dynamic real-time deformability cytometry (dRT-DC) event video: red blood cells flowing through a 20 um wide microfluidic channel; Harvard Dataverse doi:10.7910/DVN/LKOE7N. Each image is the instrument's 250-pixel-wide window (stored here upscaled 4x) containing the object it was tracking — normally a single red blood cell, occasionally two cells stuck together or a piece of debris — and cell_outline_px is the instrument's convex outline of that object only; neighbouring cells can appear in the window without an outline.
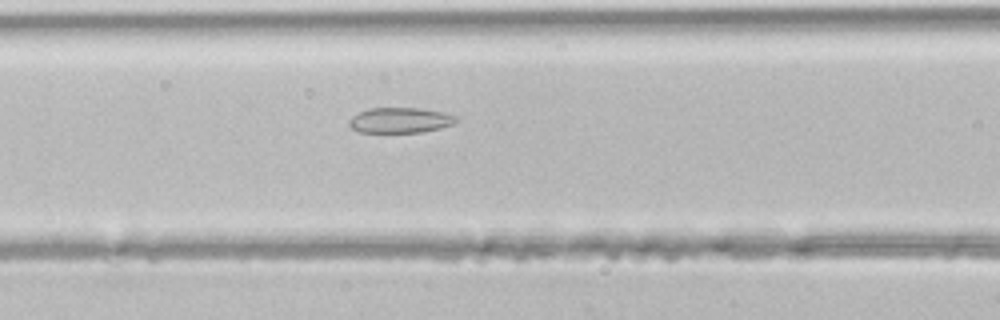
{"species": "common noctule bat (a hibernating species)", "species_latin": "Nyctalus noctula", "temperature_condition": "room temperature", "stored_images_in_passage": 32, "camera_frame_rate_fps": 3000, "um_per_image_px": 0.085, "animal": {"sex": "male", "body_mass_g": 21.5, "forearm_length_mm": 52.0}, "frame": {"image": 1, "passage_image": 10, "time_ms": 3.0, "image_size_px": [1000, 320], "cell_outline_px": [[456, 120], [452, 124], [440, 128], [420, 132], [360, 132], [352, 128], [348, 124], [348, 120], [352, 116], [368, 108], [420, 108], [444, 112], [456, 116]], "centroid_in_image_um": [33.99, 10.21], "position_along_channel_um": 132.6, "area_um2": 15.72}}
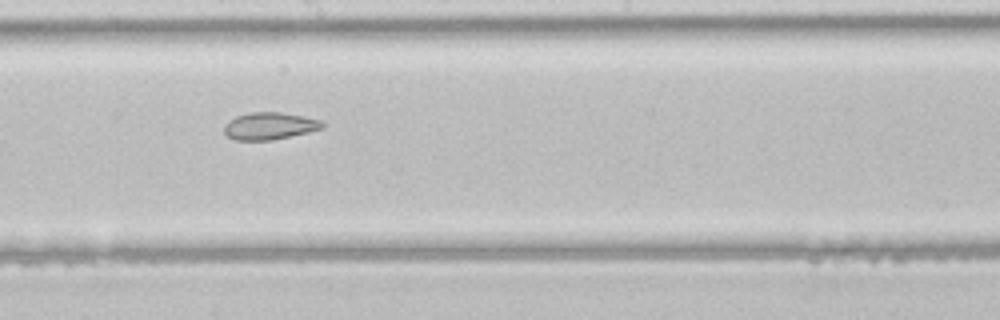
{"frame": {"image": 2, "passage_image": 16, "time_ms": 5.0, "image_size_px": [1000, 320], "cell_outline_px": [[324, 128], [308, 132], [268, 140], [236, 140], [228, 136], [224, 132], [224, 124], [228, 120], [236, 116], [252, 112], [280, 112], [304, 116], [320, 120], [324, 124]], "centroid_in_image_um": [22.89, 10.69], "position_along_channel_um": 225.3, "area_um2": 15.43}}
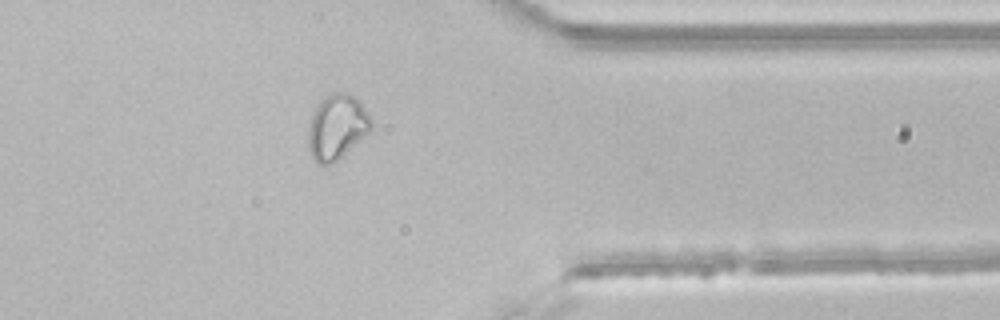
{"frame": {"image": 3, "passage_image": 27, "time_ms": 8.667, "image_size_px": [1000, 320], "cell_outline_px": [[372, 128], [364, 136], [332, 164], [316, 164], [308, 148], [308, 124], [316, 104], [332, 92], [344, 92], [360, 100], [368, 112], [372, 120]], "centroid_in_image_um": [28.61, 10.78], "position_along_channel_um": 382.8, "area_um2": 23.81}}